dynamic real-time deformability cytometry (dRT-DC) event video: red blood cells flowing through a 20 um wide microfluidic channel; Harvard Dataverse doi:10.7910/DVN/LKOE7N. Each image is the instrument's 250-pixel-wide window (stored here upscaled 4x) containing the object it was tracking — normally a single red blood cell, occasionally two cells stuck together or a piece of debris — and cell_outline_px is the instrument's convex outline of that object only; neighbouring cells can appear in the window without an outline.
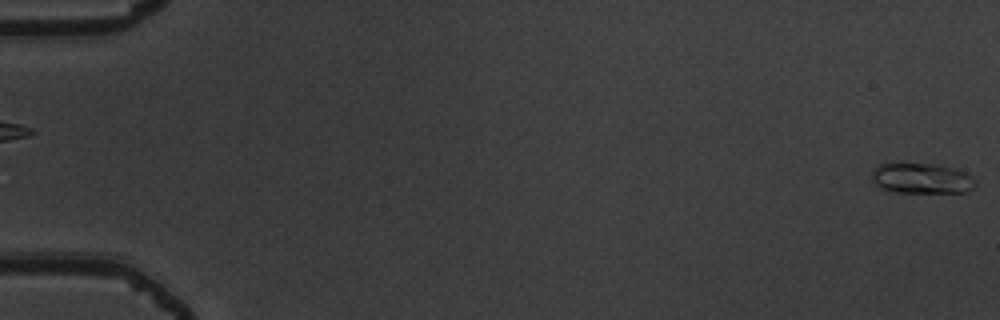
{"species": "common noctule bat (a hibernating species)", "species_latin": "Nyctalus noctula", "temperature_condition": "warm", "stored_images_in_passage": 54, "camera_frame_rate_fps": 3000, "um_per_image_px": 0.085, "animal": {"sex": "male", "body_mass_g": 19.5, "forearm_length_mm": 54.6}, "frame": {"image": 1, "passage_image": 1, "time_ms": 0.0, "image_size_px": [1000, 320], "cell_outline_px": [[976, 184], [968, 192], [896, 192], [880, 188], [872, 180], [872, 172], [880, 164], [940, 164], [964, 172], [972, 176], [976, 180]], "centroid_in_image_um": [78.37, 15.17], "position_along_channel_um": 6.6, "area_um2": 18.21}}
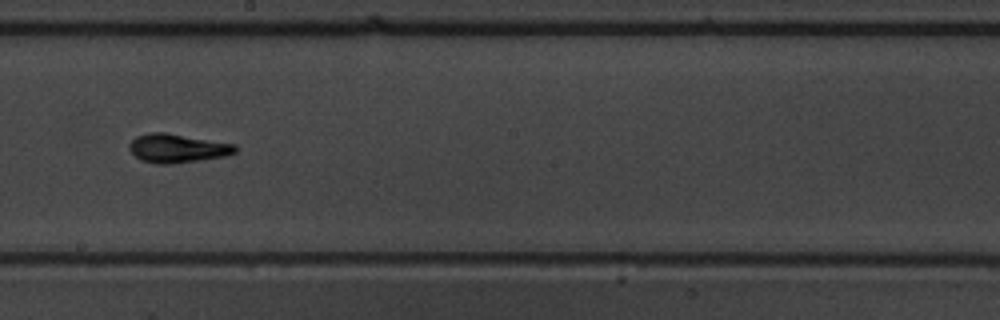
{"frame": {"image": 2, "passage_image": 32, "time_ms": 10.333, "image_size_px": [1000, 320], "cell_outline_px": [[236, 152], [224, 156], [168, 164], [156, 164], [140, 160], [128, 148], [128, 144], [136, 136], [152, 132], [164, 132], [236, 144]], "centroid_in_image_um": [15.04, 12.59], "position_along_channel_um": 233.2, "area_um2": 17.57}}
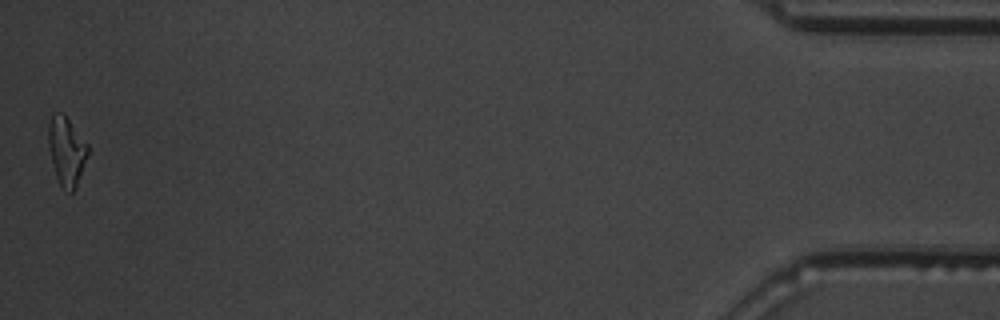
{"frame": {"image": 3, "passage_image": 54, "time_ms": 17.667, "image_size_px": [1000, 320], "cell_outline_px": [[88, 152], [76, 188], [72, 192], [68, 192], [60, 184], [56, 176], [48, 144], [48, 124], [52, 116], [60, 112], [64, 112], [88, 144]], "centroid_in_image_um": [5.66, 12.81], "position_along_channel_um": 429.5, "area_um2": 15.61}, "authors_computed_cell_mechanics": {"area_um2": 16.0684, "velocity_mm_per_s": 3.8573, "shape_relaxation_time_tau1_ms": 3.2598, "shape_relaxation_time_tau2_ms": 1.8535, "deformation_change_tau1": 0.1856, "deformation_change_tau2": 0.087}}